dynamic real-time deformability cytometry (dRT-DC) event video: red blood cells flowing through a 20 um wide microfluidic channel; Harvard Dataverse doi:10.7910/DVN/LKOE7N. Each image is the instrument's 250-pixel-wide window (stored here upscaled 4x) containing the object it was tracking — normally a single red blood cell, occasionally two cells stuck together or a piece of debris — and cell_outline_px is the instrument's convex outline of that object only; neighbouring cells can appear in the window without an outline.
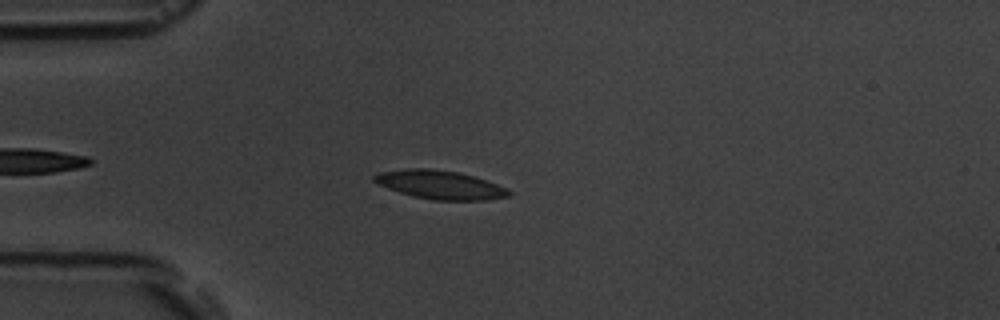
{"species": "common noctule bat (a hibernating species)", "species_latin": "Nyctalus noctula", "temperature_condition": "room temperature", "stored_images_in_passage": 2, "camera_frame_rate_fps": 3000, "um_per_image_px": 0.085, "animal": {"sex": "male", "body_mass_g": 19.5, "forearm_length_mm": 54.6}, "frame": {"image": 1, "passage_image": 2, "time_ms": 1.0, "image_size_px": [1000, 320], "cell_outline_px": [[512, 196], [488, 200], [432, 200], [412, 196], [388, 188], [372, 180], [372, 176], [380, 172], [404, 168], [432, 168], [456, 172], [472, 176], [496, 184], [512, 192]], "centroid_in_image_um": [37.38, 15.71], "position_along_channel_um": 47.6, "area_um2": 22.37}}